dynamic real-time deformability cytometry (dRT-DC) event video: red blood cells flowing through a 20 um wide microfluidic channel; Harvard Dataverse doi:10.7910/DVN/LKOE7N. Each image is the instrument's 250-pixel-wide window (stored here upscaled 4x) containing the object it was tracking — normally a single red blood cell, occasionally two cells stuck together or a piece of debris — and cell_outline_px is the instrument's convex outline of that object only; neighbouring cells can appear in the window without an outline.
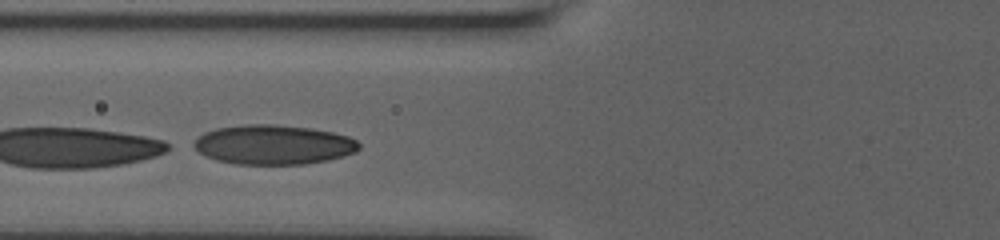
{"species": "human", "species_latin": "Homo sapiens", "temperature_condition": "room temperature", "stored_images_in_passage": 19, "camera_frame_rate_fps": 3000, "um_per_image_px": 0.085, "donor": {"sex": "male"}, "frame": {"image": 1, "passage_image": 9, "time_ms": 2.667, "image_size_px": [1000, 240], "cell_outline_px": [[360, 148], [356, 152], [344, 156], [328, 160], [304, 164], [236, 164], [216, 160], [200, 152], [192, 144], [204, 132], [216, 128], [248, 124], [276, 124], [308, 128], [332, 132], [348, 136], [356, 140], [360, 144]], "centroid_in_image_um": [23.27, 12.3], "position_along_channel_um": 102.5, "area_um2": 37.92}}
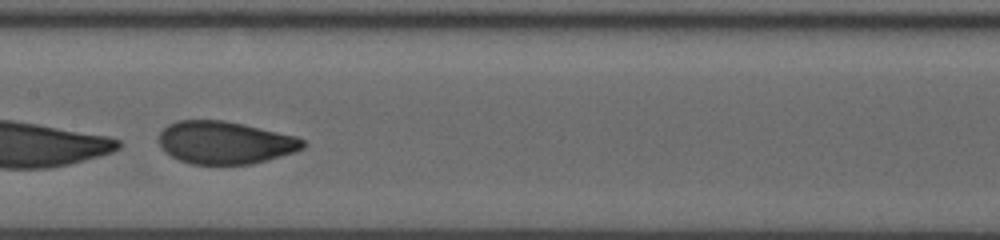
{"frame": {"image": 2, "passage_image": 16, "time_ms": 5.0, "image_size_px": [1000, 240], "cell_outline_px": [[304, 148], [296, 152], [268, 160], [252, 164], [192, 164], [180, 160], [164, 152], [160, 148], [160, 132], [168, 124], [176, 120], [224, 120], [244, 124], [296, 136], [304, 140]], "centroid_in_image_um": [19.13, 12.12], "position_along_channel_um": 188.3, "area_um2": 35.95}}